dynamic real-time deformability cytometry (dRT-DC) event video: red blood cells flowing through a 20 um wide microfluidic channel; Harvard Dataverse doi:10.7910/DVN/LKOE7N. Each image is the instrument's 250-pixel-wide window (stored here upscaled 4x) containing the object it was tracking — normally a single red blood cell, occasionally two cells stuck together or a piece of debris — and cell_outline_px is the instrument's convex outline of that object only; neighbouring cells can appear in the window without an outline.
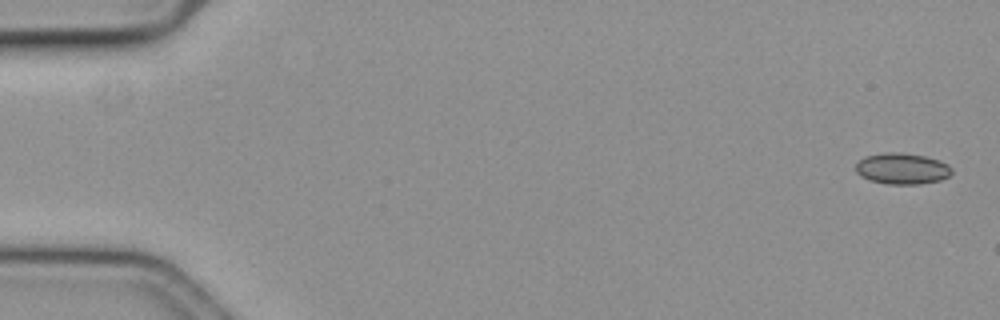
{"species": "common noctule bat (a hibernating species)", "species_latin": "Nyctalus noctula", "temperature_condition": "cold", "stored_images_in_passage": 4, "camera_frame_rate_fps": 3000, "um_per_image_px": 0.085, "animal": {"sex": "female", "body_mass_g": 19.3, "forearm_length_mm": 54.1}, "frame": {"image": 1, "passage_image": 1, "time_ms": 0.0, "image_size_px": [1000, 320], "cell_outline_px": [[952, 172], [948, 176], [940, 180], [916, 184], [888, 184], [868, 180], [860, 176], [856, 172], [856, 164], [864, 156], [884, 152], [900, 152], [924, 156], [940, 160], [948, 164], [952, 168]], "centroid_in_image_um": [76.66, 14.32], "position_along_channel_um": 8.3, "area_um2": 17.51}}